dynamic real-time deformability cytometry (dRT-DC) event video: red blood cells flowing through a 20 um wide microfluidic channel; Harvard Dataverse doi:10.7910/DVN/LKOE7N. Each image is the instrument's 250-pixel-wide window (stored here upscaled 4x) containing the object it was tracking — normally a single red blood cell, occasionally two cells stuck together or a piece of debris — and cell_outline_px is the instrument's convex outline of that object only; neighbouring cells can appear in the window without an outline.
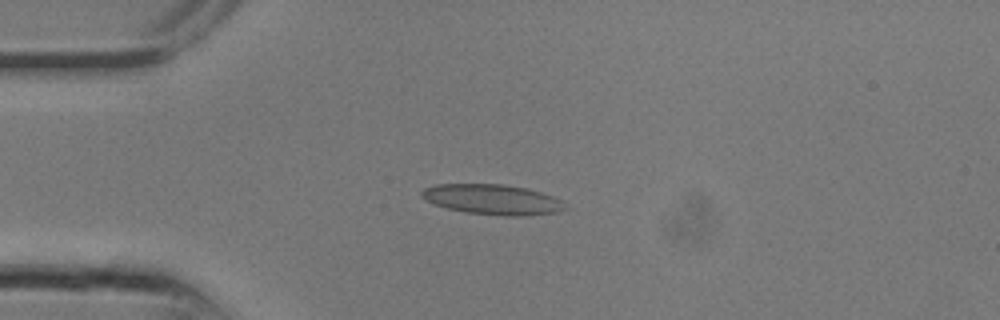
{"species": "common noctule bat (a hibernating species)", "species_latin": "Nyctalus noctula", "temperature_condition": "room temperature", "stored_images_in_passage": 7, "camera_frame_rate_fps": 3000, "um_per_image_px": 0.085, "animal": {"sex": "male", "body_mass_g": 13.3}, "frame": {"image": 1, "passage_image": 1, "time_ms": 0.0, "image_size_px": [1000, 320], "cell_outline_px": [[568, 208], [560, 212], [528, 216], [504, 216], [464, 212], [432, 204], [420, 196], [420, 192], [424, 188], [436, 184], [500, 184], [528, 188], [564, 200]], "centroid_in_image_um": [41.9, 16.96], "position_along_channel_um": 43.1, "area_um2": 25.66}}
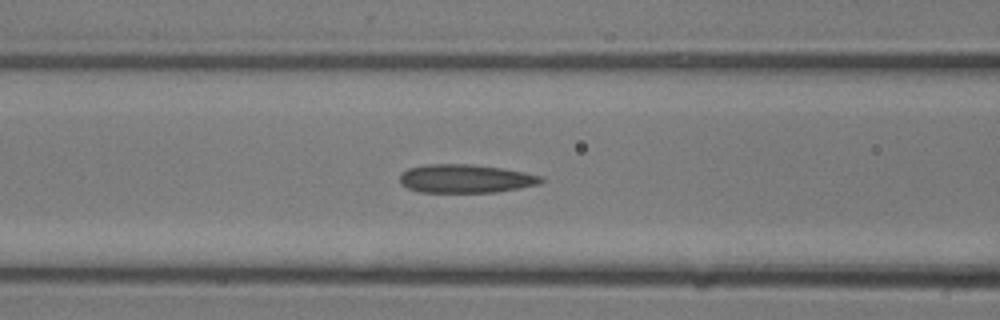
{"frame": {"image": 2, "passage_image": 5, "time_ms": 1.333, "image_size_px": [1000, 320], "cell_outline_px": [[544, 180], [540, 184], [520, 188], [496, 192], [420, 192], [408, 188], [400, 184], [400, 176], [408, 168], [428, 164], [472, 164], [504, 168], [544, 176]], "centroid_in_image_um": [39.61, 15.18], "position_along_channel_um": 127.0, "area_um2": 23.58}}
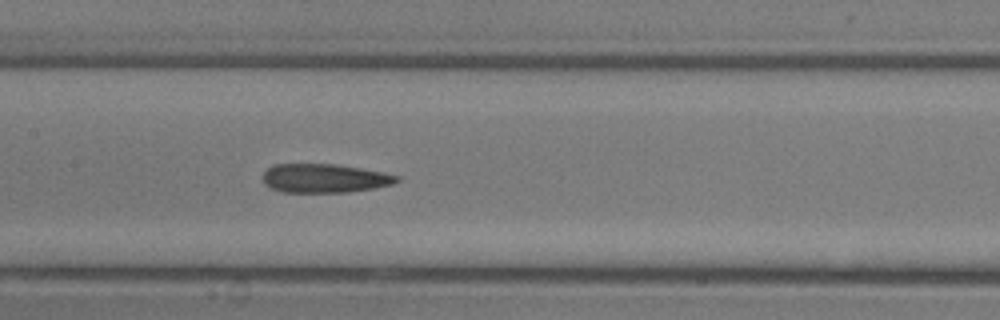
{"frame": {"image": 3, "passage_image": 7, "time_ms": 2.0, "image_size_px": [1000, 320], "cell_outline_px": [[400, 180], [392, 184], [376, 188], [348, 192], [284, 192], [272, 188], [264, 184], [264, 172], [272, 164], [336, 164], [384, 172], [400, 176]], "centroid_in_image_um": [27.61, 15.15], "position_along_channel_um": 179.8, "area_um2": 22.54}}